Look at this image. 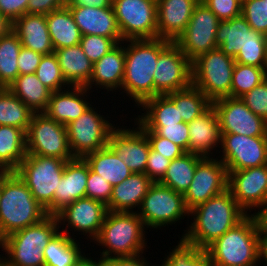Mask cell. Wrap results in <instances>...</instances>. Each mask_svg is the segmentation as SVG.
<instances>
[{
  "mask_svg": "<svg viewBox=\"0 0 267 266\" xmlns=\"http://www.w3.org/2000/svg\"><path fill=\"white\" fill-rule=\"evenodd\" d=\"M247 215L233 198L231 191L226 189L189 211V216L194 220L184 230L181 240L188 245L206 249Z\"/></svg>",
  "mask_w": 267,
  "mask_h": 266,
  "instance_id": "6da1fadb",
  "label": "cell"
},
{
  "mask_svg": "<svg viewBox=\"0 0 267 266\" xmlns=\"http://www.w3.org/2000/svg\"><path fill=\"white\" fill-rule=\"evenodd\" d=\"M171 41L161 38L130 39L125 43V69L121 93L139 107L154 97V72L160 52ZM129 43V44H128Z\"/></svg>",
  "mask_w": 267,
  "mask_h": 266,
  "instance_id": "7a4b0ae2",
  "label": "cell"
},
{
  "mask_svg": "<svg viewBox=\"0 0 267 266\" xmlns=\"http://www.w3.org/2000/svg\"><path fill=\"white\" fill-rule=\"evenodd\" d=\"M46 209L33 197L16 172L1 175L0 241L9 234L41 222Z\"/></svg>",
  "mask_w": 267,
  "mask_h": 266,
  "instance_id": "3957f363",
  "label": "cell"
},
{
  "mask_svg": "<svg viewBox=\"0 0 267 266\" xmlns=\"http://www.w3.org/2000/svg\"><path fill=\"white\" fill-rule=\"evenodd\" d=\"M137 212L107 211L94 244L102 246L100 257L108 260L116 257L135 256L145 253L146 229Z\"/></svg>",
  "mask_w": 267,
  "mask_h": 266,
  "instance_id": "277c9868",
  "label": "cell"
},
{
  "mask_svg": "<svg viewBox=\"0 0 267 266\" xmlns=\"http://www.w3.org/2000/svg\"><path fill=\"white\" fill-rule=\"evenodd\" d=\"M258 233V219L249 213L205 249L211 265L258 266Z\"/></svg>",
  "mask_w": 267,
  "mask_h": 266,
  "instance_id": "5b68a950",
  "label": "cell"
},
{
  "mask_svg": "<svg viewBox=\"0 0 267 266\" xmlns=\"http://www.w3.org/2000/svg\"><path fill=\"white\" fill-rule=\"evenodd\" d=\"M56 215H48L41 222L13 232L0 241L6 256L0 259L7 266H45L43 251L60 231Z\"/></svg>",
  "mask_w": 267,
  "mask_h": 266,
  "instance_id": "8992f818",
  "label": "cell"
},
{
  "mask_svg": "<svg viewBox=\"0 0 267 266\" xmlns=\"http://www.w3.org/2000/svg\"><path fill=\"white\" fill-rule=\"evenodd\" d=\"M66 162L57 157L26 154L15 171L48 215H53V196L63 176Z\"/></svg>",
  "mask_w": 267,
  "mask_h": 266,
  "instance_id": "52a82bcc",
  "label": "cell"
},
{
  "mask_svg": "<svg viewBox=\"0 0 267 266\" xmlns=\"http://www.w3.org/2000/svg\"><path fill=\"white\" fill-rule=\"evenodd\" d=\"M233 57L224 54L219 47L201 54L191 62L192 84L211 102L231 97Z\"/></svg>",
  "mask_w": 267,
  "mask_h": 266,
  "instance_id": "ba28073f",
  "label": "cell"
},
{
  "mask_svg": "<svg viewBox=\"0 0 267 266\" xmlns=\"http://www.w3.org/2000/svg\"><path fill=\"white\" fill-rule=\"evenodd\" d=\"M189 209L186 207L184 196L168 186L153 182L144 196L137 214L142 219L146 229H161L166 225L181 221L184 216L189 219Z\"/></svg>",
  "mask_w": 267,
  "mask_h": 266,
  "instance_id": "9c48e42d",
  "label": "cell"
},
{
  "mask_svg": "<svg viewBox=\"0 0 267 266\" xmlns=\"http://www.w3.org/2000/svg\"><path fill=\"white\" fill-rule=\"evenodd\" d=\"M27 154L57 157L65 161L73 156L65 125L49 118L45 113H33L26 132Z\"/></svg>",
  "mask_w": 267,
  "mask_h": 266,
  "instance_id": "30bf717a",
  "label": "cell"
},
{
  "mask_svg": "<svg viewBox=\"0 0 267 266\" xmlns=\"http://www.w3.org/2000/svg\"><path fill=\"white\" fill-rule=\"evenodd\" d=\"M93 106L66 126L69 146L75 158H83L106 147L110 133L116 127L108 121L109 116L98 114Z\"/></svg>",
  "mask_w": 267,
  "mask_h": 266,
  "instance_id": "8fae6325",
  "label": "cell"
},
{
  "mask_svg": "<svg viewBox=\"0 0 267 266\" xmlns=\"http://www.w3.org/2000/svg\"><path fill=\"white\" fill-rule=\"evenodd\" d=\"M112 6L123 41L157 38L155 0H113Z\"/></svg>",
  "mask_w": 267,
  "mask_h": 266,
  "instance_id": "7c38bea8",
  "label": "cell"
},
{
  "mask_svg": "<svg viewBox=\"0 0 267 266\" xmlns=\"http://www.w3.org/2000/svg\"><path fill=\"white\" fill-rule=\"evenodd\" d=\"M220 20L203 3L199 2L193 9L191 19L185 31L175 43L192 62L201 54L216 49V32Z\"/></svg>",
  "mask_w": 267,
  "mask_h": 266,
  "instance_id": "4fadbf2b",
  "label": "cell"
},
{
  "mask_svg": "<svg viewBox=\"0 0 267 266\" xmlns=\"http://www.w3.org/2000/svg\"><path fill=\"white\" fill-rule=\"evenodd\" d=\"M154 97L185 89L192 84L191 61L175 42L159 54L154 72Z\"/></svg>",
  "mask_w": 267,
  "mask_h": 266,
  "instance_id": "5bb4252c",
  "label": "cell"
},
{
  "mask_svg": "<svg viewBox=\"0 0 267 266\" xmlns=\"http://www.w3.org/2000/svg\"><path fill=\"white\" fill-rule=\"evenodd\" d=\"M220 157L227 172L267 165V136L222 133Z\"/></svg>",
  "mask_w": 267,
  "mask_h": 266,
  "instance_id": "9a60e30c",
  "label": "cell"
},
{
  "mask_svg": "<svg viewBox=\"0 0 267 266\" xmlns=\"http://www.w3.org/2000/svg\"><path fill=\"white\" fill-rule=\"evenodd\" d=\"M219 157H203L197 163L193 180L183 195L189 210L228 189L227 168Z\"/></svg>",
  "mask_w": 267,
  "mask_h": 266,
  "instance_id": "2e32d148",
  "label": "cell"
},
{
  "mask_svg": "<svg viewBox=\"0 0 267 266\" xmlns=\"http://www.w3.org/2000/svg\"><path fill=\"white\" fill-rule=\"evenodd\" d=\"M222 133L249 137L267 136V121L254 114L246 104L235 97H223L212 102Z\"/></svg>",
  "mask_w": 267,
  "mask_h": 266,
  "instance_id": "e0dca14e",
  "label": "cell"
},
{
  "mask_svg": "<svg viewBox=\"0 0 267 266\" xmlns=\"http://www.w3.org/2000/svg\"><path fill=\"white\" fill-rule=\"evenodd\" d=\"M106 213L107 207L103 202L84 197L65 206L56 214V217L59 224L63 226L66 224L65 228L62 227L63 233L74 238V232H83L81 235H87L91 239L90 242H93L100 233ZM67 228H71L70 231L74 230V232L69 233Z\"/></svg>",
  "mask_w": 267,
  "mask_h": 266,
  "instance_id": "ac0fdd59",
  "label": "cell"
},
{
  "mask_svg": "<svg viewBox=\"0 0 267 266\" xmlns=\"http://www.w3.org/2000/svg\"><path fill=\"white\" fill-rule=\"evenodd\" d=\"M228 189L247 214L259 211L267 201V165L229 172Z\"/></svg>",
  "mask_w": 267,
  "mask_h": 266,
  "instance_id": "d6986e66",
  "label": "cell"
},
{
  "mask_svg": "<svg viewBox=\"0 0 267 266\" xmlns=\"http://www.w3.org/2000/svg\"><path fill=\"white\" fill-rule=\"evenodd\" d=\"M126 127L122 125L121 128L118 126L112 130L108 146L133 173H145L150 151L147 136L138 125L135 129Z\"/></svg>",
  "mask_w": 267,
  "mask_h": 266,
  "instance_id": "ffe728a7",
  "label": "cell"
},
{
  "mask_svg": "<svg viewBox=\"0 0 267 266\" xmlns=\"http://www.w3.org/2000/svg\"><path fill=\"white\" fill-rule=\"evenodd\" d=\"M188 127V152L201 157H212V150L220 148L222 138L219 117L214 106L211 104L201 115L189 122Z\"/></svg>",
  "mask_w": 267,
  "mask_h": 266,
  "instance_id": "44dd1931",
  "label": "cell"
},
{
  "mask_svg": "<svg viewBox=\"0 0 267 266\" xmlns=\"http://www.w3.org/2000/svg\"><path fill=\"white\" fill-rule=\"evenodd\" d=\"M200 0H158L157 38L175 42L185 31Z\"/></svg>",
  "mask_w": 267,
  "mask_h": 266,
  "instance_id": "7402d4cb",
  "label": "cell"
},
{
  "mask_svg": "<svg viewBox=\"0 0 267 266\" xmlns=\"http://www.w3.org/2000/svg\"><path fill=\"white\" fill-rule=\"evenodd\" d=\"M87 94L90 95V91L83 86H70L60 91L51 92L48 106L43 113L56 122L67 126L71 121L78 119L93 104L87 100L89 98Z\"/></svg>",
  "mask_w": 267,
  "mask_h": 266,
  "instance_id": "603a6c76",
  "label": "cell"
},
{
  "mask_svg": "<svg viewBox=\"0 0 267 266\" xmlns=\"http://www.w3.org/2000/svg\"><path fill=\"white\" fill-rule=\"evenodd\" d=\"M83 35H98L123 42L113 6L96 7H68Z\"/></svg>",
  "mask_w": 267,
  "mask_h": 266,
  "instance_id": "cb8c5ba5",
  "label": "cell"
},
{
  "mask_svg": "<svg viewBox=\"0 0 267 266\" xmlns=\"http://www.w3.org/2000/svg\"><path fill=\"white\" fill-rule=\"evenodd\" d=\"M88 164L83 158L67 161L58 189L53 196V215L68 204L86 197Z\"/></svg>",
  "mask_w": 267,
  "mask_h": 266,
  "instance_id": "d4e9b609",
  "label": "cell"
},
{
  "mask_svg": "<svg viewBox=\"0 0 267 266\" xmlns=\"http://www.w3.org/2000/svg\"><path fill=\"white\" fill-rule=\"evenodd\" d=\"M124 43H118L99 61L93 64V73L89 83L85 86L89 90L95 85L96 88L119 92L122 89V81L125 69V47Z\"/></svg>",
  "mask_w": 267,
  "mask_h": 266,
  "instance_id": "484cf974",
  "label": "cell"
},
{
  "mask_svg": "<svg viewBox=\"0 0 267 266\" xmlns=\"http://www.w3.org/2000/svg\"><path fill=\"white\" fill-rule=\"evenodd\" d=\"M152 183L145 173H132L120 184L113 186L110 201L106 205L107 211L135 212L134 208H140Z\"/></svg>",
  "mask_w": 267,
  "mask_h": 266,
  "instance_id": "4316f807",
  "label": "cell"
},
{
  "mask_svg": "<svg viewBox=\"0 0 267 266\" xmlns=\"http://www.w3.org/2000/svg\"><path fill=\"white\" fill-rule=\"evenodd\" d=\"M13 32L23 47L43 55L54 53L45 14H24L13 22Z\"/></svg>",
  "mask_w": 267,
  "mask_h": 266,
  "instance_id": "83f0119b",
  "label": "cell"
},
{
  "mask_svg": "<svg viewBox=\"0 0 267 266\" xmlns=\"http://www.w3.org/2000/svg\"><path fill=\"white\" fill-rule=\"evenodd\" d=\"M66 82L70 86L85 87L92 76L93 64L80 44L54 50Z\"/></svg>",
  "mask_w": 267,
  "mask_h": 266,
  "instance_id": "f1b7e54d",
  "label": "cell"
},
{
  "mask_svg": "<svg viewBox=\"0 0 267 266\" xmlns=\"http://www.w3.org/2000/svg\"><path fill=\"white\" fill-rule=\"evenodd\" d=\"M46 23L54 50L80 44L82 34L67 6L46 14Z\"/></svg>",
  "mask_w": 267,
  "mask_h": 266,
  "instance_id": "f546056e",
  "label": "cell"
},
{
  "mask_svg": "<svg viewBox=\"0 0 267 266\" xmlns=\"http://www.w3.org/2000/svg\"><path fill=\"white\" fill-rule=\"evenodd\" d=\"M83 159L91 171L100 175L112 186L120 184L133 173L108 145L88 153Z\"/></svg>",
  "mask_w": 267,
  "mask_h": 266,
  "instance_id": "4dcf8cb0",
  "label": "cell"
},
{
  "mask_svg": "<svg viewBox=\"0 0 267 266\" xmlns=\"http://www.w3.org/2000/svg\"><path fill=\"white\" fill-rule=\"evenodd\" d=\"M137 108H141L144 113L134 119V125L164 126L183 122L175 104L166 95L149 98Z\"/></svg>",
  "mask_w": 267,
  "mask_h": 266,
  "instance_id": "1f68e13d",
  "label": "cell"
},
{
  "mask_svg": "<svg viewBox=\"0 0 267 266\" xmlns=\"http://www.w3.org/2000/svg\"><path fill=\"white\" fill-rule=\"evenodd\" d=\"M33 113L44 112L51 91L37 78L36 74L19 75L8 87Z\"/></svg>",
  "mask_w": 267,
  "mask_h": 266,
  "instance_id": "d6a6232c",
  "label": "cell"
},
{
  "mask_svg": "<svg viewBox=\"0 0 267 266\" xmlns=\"http://www.w3.org/2000/svg\"><path fill=\"white\" fill-rule=\"evenodd\" d=\"M26 154V133L14 126H0V164L15 172Z\"/></svg>",
  "mask_w": 267,
  "mask_h": 266,
  "instance_id": "836d02e7",
  "label": "cell"
},
{
  "mask_svg": "<svg viewBox=\"0 0 267 266\" xmlns=\"http://www.w3.org/2000/svg\"><path fill=\"white\" fill-rule=\"evenodd\" d=\"M251 26L240 15L230 20H220L216 32L217 47L226 55L235 57L248 42V30Z\"/></svg>",
  "mask_w": 267,
  "mask_h": 266,
  "instance_id": "e575fe53",
  "label": "cell"
},
{
  "mask_svg": "<svg viewBox=\"0 0 267 266\" xmlns=\"http://www.w3.org/2000/svg\"><path fill=\"white\" fill-rule=\"evenodd\" d=\"M76 241L60 230L43 251L45 266H74L83 255L81 244Z\"/></svg>",
  "mask_w": 267,
  "mask_h": 266,
  "instance_id": "d590c367",
  "label": "cell"
},
{
  "mask_svg": "<svg viewBox=\"0 0 267 266\" xmlns=\"http://www.w3.org/2000/svg\"><path fill=\"white\" fill-rule=\"evenodd\" d=\"M202 158L199 155L186 152L182 156L173 159L159 183L184 195L193 180L197 163Z\"/></svg>",
  "mask_w": 267,
  "mask_h": 266,
  "instance_id": "8d00e7d4",
  "label": "cell"
},
{
  "mask_svg": "<svg viewBox=\"0 0 267 266\" xmlns=\"http://www.w3.org/2000/svg\"><path fill=\"white\" fill-rule=\"evenodd\" d=\"M165 95L175 104L184 123L192 122L212 104L193 84L185 89Z\"/></svg>",
  "mask_w": 267,
  "mask_h": 266,
  "instance_id": "74e56055",
  "label": "cell"
},
{
  "mask_svg": "<svg viewBox=\"0 0 267 266\" xmlns=\"http://www.w3.org/2000/svg\"><path fill=\"white\" fill-rule=\"evenodd\" d=\"M33 112L8 88H0V126H14L28 131Z\"/></svg>",
  "mask_w": 267,
  "mask_h": 266,
  "instance_id": "f35d334b",
  "label": "cell"
},
{
  "mask_svg": "<svg viewBox=\"0 0 267 266\" xmlns=\"http://www.w3.org/2000/svg\"><path fill=\"white\" fill-rule=\"evenodd\" d=\"M22 44L12 31L9 35L0 37V86L8 88L19 76L18 56Z\"/></svg>",
  "mask_w": 267,
  "mask_h": 266,
  "instance_id": "ab89813d",
  "label": "cell"
},
{
  "mask_svg": "<svg viewBox=\"0 0 267 266\" xmlns=\"http://www.w3.org/2000/svg\"><path fill=\"white\" fill-rule=\"evenodd\" d=\"M167 254L162 265L157 266H212L205 249L188 245L181 239Z\"/></svg>",
  "mask_w": 267,
  "mask_h": 266,
  "instance_id": "60d3db41",
  "label": "cell"
},
{
  "mask_svg": "<svg viewBox=\"0 0 267 266\" xmlns=\"http://www.w3.org/2000/svg\"><path fill=\"white\" fill-rule=\"evenodd\" d=\"M265 80L264 68L235 63L231 97L240 98Z\"/></svg>",
  "mask_w": 267,
  "mask_h": 266,
  "instance_id": "b9f144b4",
  "label": "cell"
},
{
  "mask_svg": "<svg viewBox=\"0 0 267 266\" xmlns=\"http://www.w3.org/2000/svg\"><path fill=\"white\" fill-rule=\"evenodd\" d=\"M267 36L250 28L248 42L234 57L236 63L263 68L265 63Z\"/></svg>",
  "mask_w": 267,
  "mask_h": 266,
  "instance_id": "7bdbcfd3",
  "label": "cell"
},
{
  "mask_svg": "<svg viewBox=\"0 0 267 266\" xmlns=\"http://www.w3.org/2000/svg\"><path fill=\"white\" fill-rule=\"evenodd\" d=\"M35 74L40 82L51 92L70 87L62 74L55 53L43 55Z\"/></svg>",
  "mask_w": 267,
  "mask_h": 266,
  "instance_id": "ee69618b",
  "label": "cell"
},
{
  "mask_svg": "<svg viewBox=\"0 0 267 266\" xmlns=\"http://www.w3.org/2000/svg\"><path fill=\"white\" fill-rule=\"evenodd\" d=\"M241 15L251 28L267 36V0H242Z\"/></svg>",
  "mask_w": 267,
  "mask_h": 266,
  "instance_id": "f6af8a7d",
  "label": "cell"
},
{
  "mask_svg": "<svg viewBox=\"0 0 267 266\" xmlns=\"http://www.w3.org/2000/svg\"><path fill=\"white\" fill-rule=\"evenodd\" d=\"M118 42L113 38L98 36V35H83L80 40V46L94 64L99 61L105 54L114 48Z\"/></svg>",
  "mask_w": 267,
  "mask_h": 266,
  "instance_id": "bcb514c9",
  "label": "cell"
},
{
  "mask_svg": "<svg viewBox=\"0 0 267 266\" xmlns=\"http://www.w3.org/2000/svg\"><path fill=\"white\" fill-rule=\"evenodd\" d=\"M143 131H152L157 136L164 137L188 152L189 127L188 123L164 126H139Z\"/></svg>",
  "mask_w": 267,
  "mask_h": 266,
  "instance_id": "7dc6e473",
  "label": "cell"
},
{
  "mask_svg": "<svg viewBox=\"0 0 267 266\" xmlns=\"http://www.w3.org/2000/svg\"><path fill=\"white\" fill-rule=\"evenodd\" d=\"M256 115L267 121V79L240 97Z\"/></svg>",
  "mask_w": 267,
  "mask_h": 266,
  "instance_id": "c3c4849f",
  "label": "cell"
},
{
  "mask_svg": "<svg viewBox=\"0 0 267 266\" xmlns=\"http://www.w3.org/2000/svg\"><path fill=\"white\" fill-rule=\"evenodd\" d=\"M86 197L98 200L107 205L110 201L113 186L104 180L100 175L90 170L88 165V178Z\"/></svg>",
  "mask_w": 267,
  "mask_h": 266,
  "instance_id": "681fc988",
  "label": "cell"
},
{
  "mask_svg": "<svg viewBox=\"0 0 267 266\" xmlns=\"http://www.w3.org/2000/svg\"><path fill=\"white\" fill-rule=\"evenodd\" d=\"M144 133L147 136L150 148L160 153L162 156L168 158L171 161L186 153V151L183 148H181L174 142L164 137L157 136L152 131H144Z\"/></svg>",
  "mask_w": 267,
  "mask_h": 266,
  "instance_id": "f907efd6",
  "label": "cell"
},
{
  "mask_svg": "<svg viewBox=\"0 0 267 266\" xmlns=\"http://www.w3.org/2000/svg\"><path fill=\"white\" fill-rule=\"evenodd\" d=\"M219 20H230L241 15L242 0H200Z\"/></svg>",
  "mask_w": 267,
  "mask_h": 266,
  "instance_id": "816d5d0a",
  "label": "cell"
},
{
  "mask_svg": "<svg viewBox=\"0 0 267 266\" xmlns=\"http://www.w3.org/2000/svg\"><path fill=\"white\" fill-rule=\"evenodd\" d=\"M171 160L150 148L145 174L153 181L159 182L165 175Z\"/></svg>",
  "mask_w": 267,
  "mask_h": 266,
  "instance_id": "f5cc1de1",
  "label": "cell"
},
{
  "mask_svg": "<svg viewBox=\"0 0 267 266\" xmlns=\"http://www.w3.org/2000/svg\"><path fill=\"white\" fill-rule=\"evenodd\" d=\"M42 57L43 54L22 46L18 56L19 75L35 73Z\"/></svg>",
  "mask_w": 267,
  "mask_h": 266,
  "instance_id": "db71d44e",
  "label": "cell"
},
{
  "mask_svg": "<svg viewBox=\"0 0 267 266\" xmlns=\"http://www.w3.org/2000/svg\"><path fill=\"white\" fill-rule=\"evenodd\" d=\"M29 0H0V12L12 22L27 13Z\"/></svg>",
  "mask_w": 267,
  "mask_h": 266,
  "instance_id": "11a10c76",
  "label": "cell"
},
{
  "mask_svg": "<svg viewBox=\"0 0 267 266\" xmlns=\"http://www.w3.org/2000/svg\"><path fill=\"white\" fill-rule=\"evenodd\" d=\"M69 0H29L28 14H49L51 11L60 9L68 4Z\"/></svg>",
  "mask_w": 267,
  "mask_h": 266,
  "instance_id": "9f6ffc18",
  "label": "cell"
},
{
  "mask_svg": "<svg viewBox=\"0 0 267 266\" xmlns=\"http://www.w3.org/2000/svg\"><path fill=\"white\" fill-rule=\"evenodd\" d=\"M142 254L144 253L135 256L116 257L104 260V266H157L156 264L150 265L146 258H143L144 255Z\"/></svg>",
  "mask_w": 267,
  "mask_h": 266,
  "instance_id": "6f0895ef",
  "label": "cell"
},
{
  "mask_svg": "<svg viewBox=\"0 0 267 266\" xmlns=\"http://www.w3.org/2000/svg\"><path fill=\"white\" fill-rule=\"evenodd\" d=\"M113 0H69L67 7H111Z\"/></svg>",
  "mask_w": 267,
  "mask_h": 266,
  "instance_id": "680465c9",
  "label": "cell"
},
{
  "mask_svg": "<svg viewBox=\"0 0 267 266\" xmlns=\"http://www.w3.org/2000/svg\"><path fill=\"white\" fill-rule=\"evenodd\" d=\"M261 259L264 260V264L267 266V230L259 226L258 233V262L261 264Z\"/></svg>",
  "mask_w": 267,
  "mask_h": 266,
  "instance_id": "91938a15",
  "label": "cell"
},
{
  "mask_svg": "<svg viewBox=\"0 0 267 266\" xmlns=\"http://www.w3.org/2000/svg\"><path fill=\"white\" fill-rule=\"evenodd\" d=\"M13 31V22L0 12V37L9 35Z\"/></svg>",
  "mask_w": 267,
  "mask_h": 266,
  "instance_id": "94428289",
  "label": "cell"
},
{
  "mask_svg": "<svg viewBox=\"0 0 267 266\" xmlns=\"http://www.w3.org/2000/svg\"><path fill=\"white\" fill-rule=\"evenodd\" d=\"M74 266H104V259L99 258L98 261L92 258L86 257L85 253L79 258V260L74 264Z\"/></svg>",
  "mask_w": 267,
  "mask_h": 266,
  "instance_id": "6125c7cd",
  "label": "cell"
},
{
  "mask_svg": "<svg viewBox=\"0 0 267 266\" xmlns=\"http://www.w3.org/2000/svg\"><path fill=\"white\" fill-rule=\"evenodd\" d=\"M258 219L259 226L267 230V201L264 206L258 211L253 213Z\"/></svg>",
  "mask_w": 267,
  "mask_h": 266,
  "instance_id": "be15d7a7",
  "label": "cell"
},
{
  "mask_svg": "<svg viewBox=\"0 0 267 266\" xmlns=\"http://www.w3.org/2000/svg\"><path fill=\"white\" fill-rule=\"evenodd\" d=\"M263 68H264L265 76H266V79H267V44H266L265 63H264Z\"/></svg>",
  "mask_w": 267,
  "mask_h": 266,
  "instance_id": "e7e4bbea",
  "label": "cell"
},
{
  "mask_svg": "<svg viewBox=\"0 0 267 266\" xmlns=\"http://www.w3.org/2000/svg\"><path fill=\"white\" fill-rule=\"evenodd\" d=\"M8 171L0 164V175L7 174Z\"/></svg>",
  "mask_w": 267,
  "mask_h": 266,
  "instance_id": "03108f58",
  "label": "cell"
},
{
  "mask_svg": "<svg viewBox=\"0 0 267 266\" xmlns=\"http://www.w3.org/2000/svg\"><path fill=\"white\" fill-rule=\"evenodd\" d=\"M0 266H7V265L0 259Z\"/></svg>",
  "mask_w": 267,
  "mask_h": 266,
  "instance_id": "003e7915",
  "label": "cell"
},
{
  "mask_svg": "<svg viewBox=\"0 0 267 266\" xmlns=\"http://www.w3.org/2000/svg\"><path fill=\"white\" fill-rule=\"evenodd\" d=\"M0 193H1V175H0Z\"/></svg>",
  "mask_w": 267,
  "mask_h": 266,
  "instance_id": "a7ac6f4b",
  "label": "cell"
}]
</instances>
